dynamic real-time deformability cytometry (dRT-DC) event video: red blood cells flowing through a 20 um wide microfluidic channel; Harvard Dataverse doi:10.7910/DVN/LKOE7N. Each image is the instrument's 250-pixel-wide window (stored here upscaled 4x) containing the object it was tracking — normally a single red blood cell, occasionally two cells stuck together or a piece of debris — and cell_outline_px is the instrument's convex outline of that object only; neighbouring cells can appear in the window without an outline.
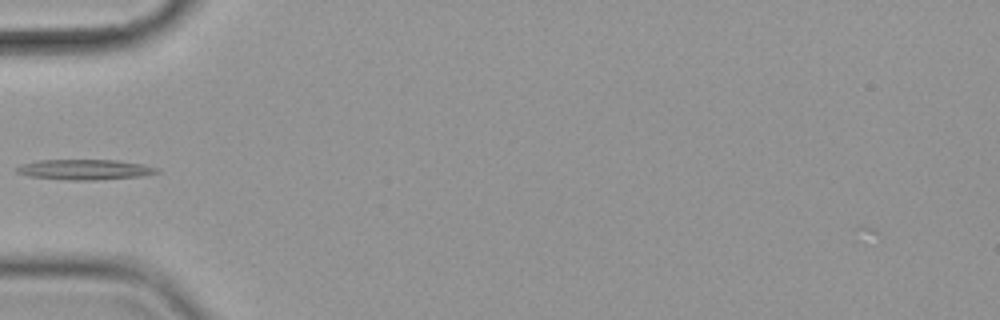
{"species": "common noctule bat (a hibernating species)", "species_latin": "Nyctalus noctula", "temperature_condition": "cold", "stored_images_in_passage": 2, "camera_frame_rate_fps": 3000, "um_per_image_px": 0.085, "animal": {"sex": "female", "body_mass_g": 19.9}, "frame": {"image": 1, "passage_image": 2, "time_ms": 1.0, "image_size_px": [1000, 320], "cell_outline_px": [[160, 172], [140, 176], [96, 180], [68, 180], [28, 176], [16, 172], [16, 168], [20, 164], [36, 160], [116, 160], [140, 164], [160, 168]], "centroid_in_image_um": [7.17, 14.41], "position_along_channel_um": 77.8, "area_um2": 16.59}}